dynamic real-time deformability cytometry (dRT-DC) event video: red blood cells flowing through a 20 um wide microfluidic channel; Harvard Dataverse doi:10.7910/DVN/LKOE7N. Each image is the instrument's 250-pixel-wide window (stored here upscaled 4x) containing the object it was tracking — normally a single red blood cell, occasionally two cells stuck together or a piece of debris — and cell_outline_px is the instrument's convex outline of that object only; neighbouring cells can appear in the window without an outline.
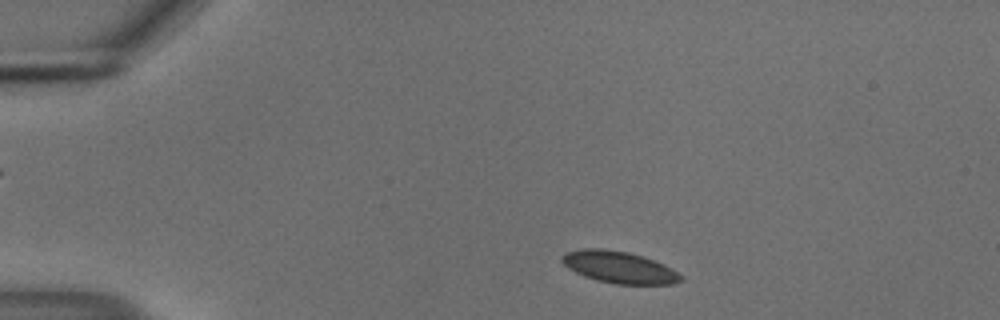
{"species": "common noctule bat (a hibernating species)", "species_latin": "Nyctalus noctula", "temperature_condition": "cold", "stored_images_in_passage": 48, "camera_frame_rate_fps": 3000, "um_per_image_px": 0.085, "animal": {"sex": "male", "body_mass_g": 18.8}, "frame": {"image": 1, "passage_image": 4, "time_ms": 1.0, "image_size_px": [1000, 320], "cell_outline_px": [[680, 280], [672, 284], [616, 284], [596, 280], [584, 276], [568, 268], [560, 260], [560, 256], [568, 252], [584, 248], [600, 248], [628, 252], [644, 256], [664, 264], [676, 272], [680, 276]], "centroid_in_image_um": [52.58, 22.7], "position_along_channel_um": 32.4, "area_um2": 21.85}}
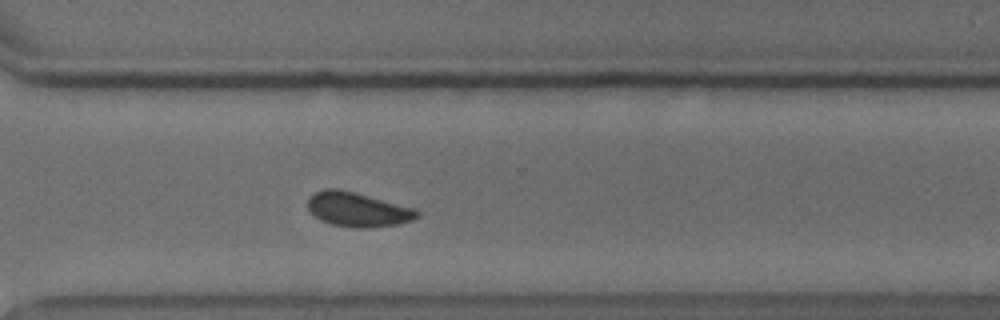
{"frame": {"image": 2, "passage_image": 34, "time_ms": 11.0, "image_size_px": [1000, 320], "cell_outline_px": [[420, 216], [412, 220], [396, 224], [372, 228], [352, 228], [332, 224], [320, 220], [308, 208], [308, 200], [316, 192], [324, 188], [340, 188], [416, 208], [420, 212]], "centroid_in_image_um": [30.44, 17.8], "position_along_channel_um": 340.2, "area_um2": 22.02}}
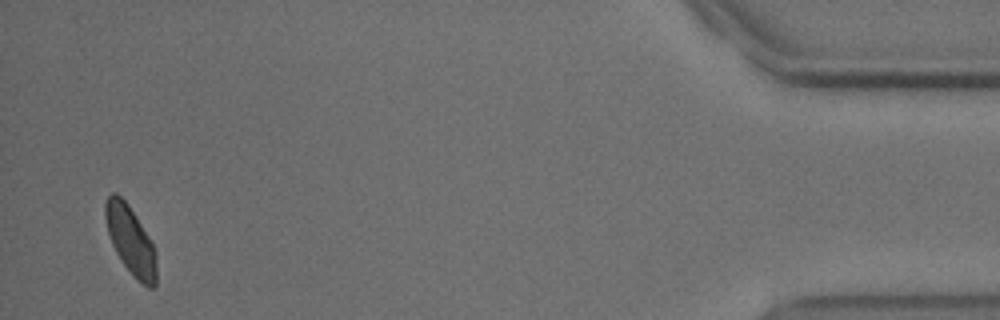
{"frame": {"image": 3, "passage_image": 47, "time_ms": 15.333, "image_size_px": [1000, 320], "cell_outline_px": [[156, 288], [148, 288], [124, 264], [116, 252], [112, 244], [108, 232], [104, 216], [104, 204], [108, 196], [112, 192], [116, 192], [128, 204], [148, 236], [156, 252]], "centroid_in_image_um": [11.09, 20.39], "position_along_channel_um": 424.1, "area_um2": 19.94}, "authors_computed_cell_mechanics": {"area_um2": 21.7906, "velocity_mm_per_s": 3.6619, "shape_relaxation_time_tau1_ms": 2.1592, "shape_relaxation_time_tau2_ms": 2.1748, "deformation_change_tau1": 0.0635, "deformation_change_tau2": 0.0586}}